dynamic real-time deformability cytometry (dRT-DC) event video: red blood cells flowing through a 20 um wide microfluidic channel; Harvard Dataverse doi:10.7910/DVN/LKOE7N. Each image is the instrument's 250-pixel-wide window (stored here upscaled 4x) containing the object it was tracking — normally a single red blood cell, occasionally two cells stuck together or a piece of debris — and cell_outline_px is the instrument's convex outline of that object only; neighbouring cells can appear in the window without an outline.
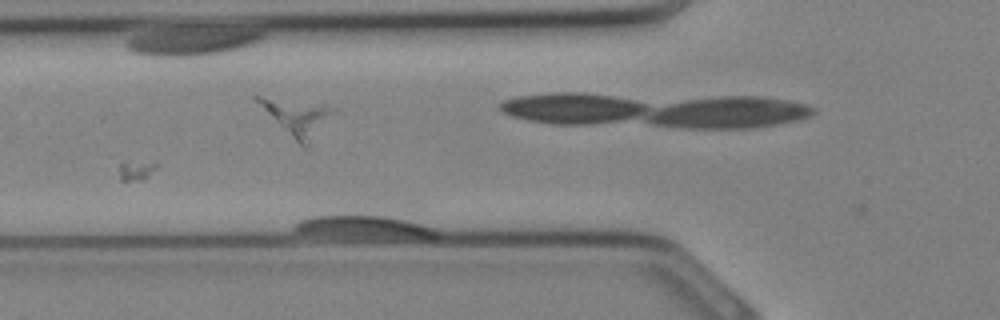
{"species": "Egyptian fruit bat (a non-hibernating species)", "species_latin": "Rousettus aegyptiacus", "temperature_condition": "cold", "stored_images_in_passage": 37, "camera_frame_rate_fps": 3000, "um_per_image_px": 0.085, "animal": {"sex": "female"}, "frame": {"image": 1, "passage_image": 11, "time_ms": 3.333, "image_size_px": [1000, 320], "cell_outline_px": [[440, 236], [432, 240], [428, 240], [296, 232], [292, 228], [300, 220], [312, 216], [388, 216], [420, 224], [432, 228], [440, 232]], "centroid_in_image_um": [31.14, 19.31], "position_along_channel_um": 94.7, "area_um2": 18.21}}
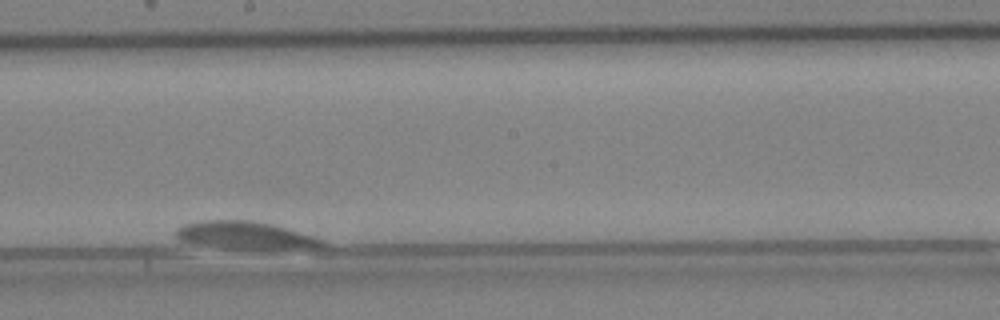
{"frame": {"image": 2, "passage_image": 25, "time_ms": 8.0, "image_size_px": [1000, 320], "cell_outline_px": [[324, 244], [320, 248], [236, 248], [200, 244], [180, 240], [172, 232], [176, 228], [184, 224], [200, 220], [252, 220], [272, 224], [288, 228], [316, 236], [324, 240]], "centroid_in_image_um": [20.85, 19.97], "position_along_channel_um": 227.4, "area_um2": 23.29}}
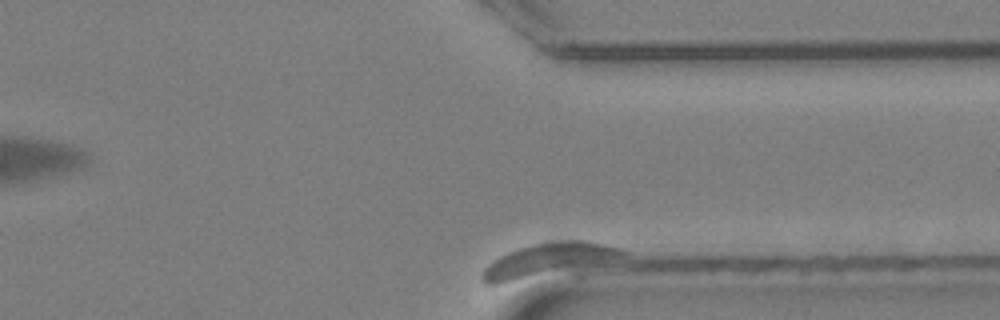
{"frame": {"image": 3, "passage_image": 37, "time_ms": 12.0, "image_size_px": [1000, 320], "cell_outline_px": [[628, 256], [496, 284], [484, 284], [480, 276], [484, 268], [488, 264], [500, 256], [508, 252], [532, 244], [552, 240], [588, 240], [608, 244], [624, 248], [628, 252]], "centroid_in_image_um": [46.6, 22.04], "position_along_channel_um": 364.8, "area_um2": 26.41}}